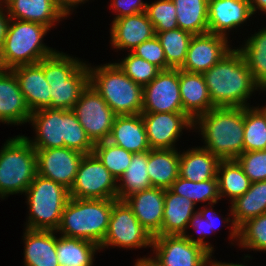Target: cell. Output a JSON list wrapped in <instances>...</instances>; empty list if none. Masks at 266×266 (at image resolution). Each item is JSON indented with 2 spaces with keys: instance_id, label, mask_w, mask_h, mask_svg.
I'll use <instances>...</instances> for the list:
<instances>
[{
  "instance_id": "obj_24",
  "label": "cell",
  "mask_w": 266,
  "mask_h": 266,
  "mask_svg": "<svg viewBox=\"0 0 266 266\" xmlns=\"http://www.w3.org/2000/svg\"><path fill=\"white\" fill-rule=\"evenodd\" d=\"M23 231L24 266H59L56 252L58 232L28 228Z\"/></svg>"
},
{
  "instance_id": "obj_20",
  "label": "cell",
  "mask_w": 266,
  "mask_h": 266,
  "mask_svg": "<svg viewBox=\"0 0 266 266\" xmlns=\"http://www.w3.org/2000/svg\"><path fill=\"white\" fill-rule=\"evenodd\" d=\"M31 114L14 72L0 69V123L21 126L29 122Z\"/></svg>"
},
{
  "instance_id": "obj_32",
  "label": "cell",
  "mask_w": 266,
  "mask_h": 266,
  "mask_svg": "<svg viewBox=\"0 0 266 266\" xmlns=\"http://www.w3.org/2000/svg\"><path fill=\"white\" fill-rule=\"evenodd\" d=\"M217 178L221 200L229 198L230 203L244 195L252 183L236 159L220 160Z\"/></svg>"
},
{
  "instance_id": "obj_3",
  "label": "cell",
  "mask_w": 266,
  "mask_h": 266,
  "mask_svg": "<svg viewBox=\"0 0 266 266\" xmlns=\"http://www.w3.org/2000/svg\"><path fill=\"white\" fill-rule=\"evenodd\" d=\"M191 132H198L202 147L220 160L236 159L243 153L244 108H212L193 121Z\"/></svg>"
},
{
  "instance_id": "obj_45",
  "label": "cell",
  "mask_w": 266,
  "mask_h": 266,
  "mask_svg": "<svg viewBox=\"0 0 266 266\" xmlns=\"http://www.w3.org/2000/svg\"><path fill=\"white\" fill-rule=\"evenodd\" d=\"M188 228H194L195 233L199 236H195L193 233H189L188 231L185 232L183 235L191 242L199 244L203 246L206 250H208L212 255L216 250H214V245L212 243H209L208 239L210 235H212V231L210 229L209 219L206 217L202 211L199 209L189 220L187 230ZM197 237V238H196Z\"/></svg>"
},
{
  "instance_id": "obj_50",
  "label": "cell",
  "mask_w": 266,
  "mask_h": 266,
  "mask_svg": "<svg viewBox=\"0 0 266 266\" xmlns=\"http://www.w3.org/2000/svg\"><path fill=\"white\" fill-rule=\"evenodd\" d=\"M250 3L251 11L253 15L256 13L259 14H266V0H248ZM258 11V12H257Z\"/></svg>"
},
{
  "instance_id": "obj_37",
  "label": "cell",
  "mask_w": 266,
  "mask_h": 266,
  "mask_svg": "<svg viewBox=\"0 0 266 266\" xmlns=\"http://www.w3.org/2000/svg\"><path fill=\"white\" fill-rule=\"evenodd\" d=\"M164 50L168 69H180L185 60L192 33L180 28L156 33Z\"/></svg>"
},
{
  "instance_id": "obj_29",
  "label": "cell",
  "mask_w": 266,
  "mask_h": 266,
  "mask_svg": "<svg viewBox=\"0 0 266 266\" xmlns=\"http://www.w3.org/2000/svg\"><path fill=\"white\" fill-rule=\"evenodd\" d=\"M180 147L178 149H150L147 172L151 186L170 189L179 177Z\"/></svg>"
},
{
  "instance_id": "obj_6",
  "label": "cell",
  "mask_w": 266,
  "mask_h": 266,
  "mask_svg": "<svg viewBox=\"0 0 266 266\" xmlns=\"http://www.w3.org/2000/svg\"><path fill=\"white\" fill-rule=\"evenodd\" d=\"M116 200L70 197L56 232L67 237L85 239L100 246L105 238Z\"/></svg>"
},
{
  "instance_id": "obj_16",
  "label": "cell",
  "mask_w": 266,
  "mask_h": 266,
  "mask_svg": "<svg viewBox=\"0 0 266 266\" xmlns=\"http://www.w3.org/2000/svg\"><path fill=\"white\" fill-rule=\"evenodd\" d=\"M35 150L37 174L70 190L84 154L66 147Z\"/></svg>"
},
{
  "instance_id": "obj_39",
  "label": "cell",
  "mask_w": 266,
  "mask_h": 266,
  "mask_svg": "<svg viewBox=\"0 0 266 266\" xmlns=\"http://www.w3.org/2000/svg\"><path fill=\"white\" fill-rule=\"evenodd\" d=\"M93 153L117 180L130 165L133 154L108 140L95 143Z\"/></svg>"
},
{
  "instance_id": "obj_44",
  "label": "cell",
  "mask_w": 266,
  "mask_h": 266,
  "mask_svg": "<svg viewBox=\"0 0 266 266\" xmlns=\"http://www.w3.org/2000/svg\"><path fill=\"white\" fill-rule=\"evenodd\" d=\"M215 204H218V203H211V204H207V205L203 204V206L201 205V207L199 209L202 211V213L206 217H208L210 229H211L212 233L216 234V231H218L220 229V226L222 225V223H224L223 225H225V227L229 229L228 239H230L229 241L231 242V245L236 246L238 244V227L235 225V223L233 221L231 207L229 205L228 211L230 213H227V215H225L227 217H224V216H222V214H221V216H219L220 213L216 212V210L213 208V207H215Z\"/></svg>"
},
{
  "instance_id": "obj_13",
  "label": "cell",
  "mask_w": 266,
  "mask_h": 266,
  "mask_svg": "<svg viewBox=\"0 0 266 266\" xmlns=\"http://www.w3.org/2000/svg\"><path fill=\"white\" fill-rule=\"evenodd\" d=\"M72 110L94 144L109 139L117 115L90 83Z\"/></svg>"
},
{
  "instance_id": "obj_34",
  "label": "cell",
  "mask_w": 266,
  "mask_h": 266,
  "mask_svg": "<svg viewBox=\"0 0 266 266\" xmlns=\"http://www.w3.org/2000/svg\"><path fill=\"white\" fill-rule=\"evenodd\" d=\"M148 151L133 153L130 165L117 180V200L123 201L130 195L151 188L147 172Z\"/></svg>"
},
{
  "instance_id": "obj_12",
  "label": "cell",
  "mask_w": 266,
  "mask_h": 266,
  "mask_svg": "<svg viewBox=\"0 0 266 266\" xmlns=\"http://www.w3.org/2000/svg\"><path fill=\"white\" fill-rule=\"evenodd\" d=\"M151 251L160 266H211L213 256L184 235H155Z\"/></svg>"
},
{
  "instance_id": "obj_25",
  "label": "cell",
  "mask_w": 266,
  "mask_h": 266,
  "mask_svg": "<svg viewBox=\"0 0 266 266\" xmlns=\"http://www.w3.org/2000/svg\"><path fill=\"white\" fill-rule=\"evenodd\" d=\"M179 87L183 111L192 121L215 108L202 73L179 69Z\"/></svg>"
},
{
  "instance_id": "obj_28",
  "label": "cell",
  "mask_w": 266,
  "mask_h": 266,
  "mask_svg": "<svg viewBox=\"0 0 266 266\" xmlns=\"http://www.w3.org/2000/svg\"><path fill=\"white\" fill-rule=\"evenodd\" d=\"M196 207L188 198L165 190L163 223L156 235H183L189 220L199 210Z\"/></svg>"
},
{
  "instance_id": "obj_7",
  "label": "cell",
  "mask_w": 266,
  "mask_h": 266,
  "mask_svg": "<svg viewBox=\"0 0 266 266\" xmlns=\"http://www.w3.org/2000/svg\"><path fill=\"white\" fill-rule=\"evenodd\" d=\"M51 31L45 25L10 19L6 38L0 49V69L38 63L52 55L56 48L48 47L44 37Z\"/></svg>"
},
{
  "instance_id": "obj_19",
  "label": "cell",
  "mask_w": 266,
  "mask_h": 266,
  "mask_svg": "<svg viewBox=\"0 0 266 266\" xmlns=\"http://www.w3.org/2000/svg\"><path fill=\"white\" fill-rule=\"evenodd\" d=\"M110 45L112 49L131 52L142 42L150 40L155 34L153 24L146 12L124 16L112 20L110 25Z\"/></svg>"
},
{
  "instance_id": "obj_21",
  "label": "cell",
  "mask_w": 266,
  "mask_h": 266,
  "mask_svg": "<svg viewBox=\"0 0 266 266\" xmlns=\"http://www.w3.org/2000/svg\"><path fill=\"white\" fill-rule=\"evenodd\" d=\"M19 82L31 112L51 106V87L44 76L43 59L35 64L20 65L11 69Z\"/></svg>"
},
{
  "instance_id": "obj_2",
  "label": "cell",
  "mask_w": 266,
  "mask_h": 266,
  "mask_svg": "<svg viewBox=\"0 0 266 266\" xmlns=\"http://www.w3.org/2000/svg\"><path fill=\"white\" fill-rule=\"evenodd\" d=\"M34 136H25L34 149L71 148L93 153L94 143L86 134L72 109H41L32 112L29 122Z\"/></svg>"
},
{
  "instance_id": "obj_27",
  "label": "cell",
  "mask_w": 266,
  "mask_h": 266,
  "mask_svg": "<svg viewBox=\"0 0 266 266\" xmlns=\"http://www.w3.org/2000/svg\"><path fill=\"white\" fill-rule=\"evenodd\" d=\"M220 159L202 146L180 150L179 177L201 182L217 177Z\"/></svg>"
},
{
  "instance_id": "obj_40",
  "label": "cell",
  "mask_w": 266,
  "mask_h": 266,
  "mask_svg": "<svg viewBox=\"0 0 266 266\" xmlns=\"http://www.w3.org/2000/svg\"><path fill=\"white\" fill-rule=\"evenodd\" d=\"M239 248L255 252L266 251V213L247 220L238 228Z\"/></svg>"
},
{
  "instance_id": "obj_11",
  "label": "cell",
  "mask_w": 266,
  "mask_h": 266,
  "mask_svg": "<svg viewBox=\"0 0 266 266\" xmlns=\"http://www.w3.org/2000/svg\"><path fill=\"white\" fill-rule=\"evenodd\" d=\"M69 196L79 199H117V179L94 153L84 154Z\"/></svg>"
},
{
  "instance_id": "obj_43",
  "label": "cell",
  "mask_w": 266,
  "mask_h": 266,
  "mask_svg": "<svg viewBox=\"0 0 266 266\" xmlns=\"http://www.w3.org/2000/svg\"><path fill=\"white\" fill-rule=\"evenodd\" d=\"M236 160L251 182L266 181V150L243 152Z\"/></svg>"
},
{
  "instance_id": "obj_22",
  "label": "cell",
  "mask_w": 266,
  "mask_h": 266,
  "mask_svg": "<svg viewBox=\"0 0 266 266\" xmlns=\"http://www.w3.org/2000/svg\"><path fill=\"white\" fill-rule=\"evenodd\" d=\"M2 2L11 19L39 23L51 30L60 21L69 17L55 0H2Z\"/></svg>"
},
{
  "instance_id": "obj_31",
  "label": "cell",
  "mask_w": 266,
  "mask_h": 266,
  "mask_svg": "<svg viewBox=\"0 0 266 266\" xmlns=\"http://www.w3.org/2000/svg\"><path fill=\"white\" fill-rule=\"evenodd\" d=\"M250 35L237 49L241 52L256 84L266 92V26Z\"/></svg>"
},
{
  "instance_id": "obj_5",
  "label": "cell",
  "mask_w": 266,
  "mask_h": 266,
  "mask_svg": "<svg viewBox=\"0 0 266 266\" xmlns=\"http://www.w3.org/2000/svg\"><path fill=\"white\" fill-rule=\"evenodd\" d=\"M89 83L116 115L141 114L143 86L135 83L113 62L88 63Z\"/></svg>"
},
{
  "instance_id": "obj_17",
  "label": "cell",
  "mask_w": 266,
  "mask_h": 266,
  "mask_svg": "<svg viewBox=\"0 0 266 266\" xmlns=\"http://www.w3.org/2000/svg\"><path fill=\"white\" fill-rule=\"evenodd\" d=\"M225 36L206 33L194 35L190 41L186 60L180 68L190 73H204L219 62L233 47Z\"/></svg>"
},
{
  "instance_id": "obj_38",
  "label": "cell",
  "mask_w": 266,
  "mask_h": 266,
  "mask_svg": "<svg viewBox=\"0 0 266 266\" xmlns=\"http://www.w3.org/2000/svg\"><path fill=\"white\" fill-rule=\"evenodd\" d=\"M170 190L180 196L191 200L195 205L218 203L221 200L219 195L218 178L193 182L178 177L170 187Z\"/></svg>"
},
{
  "instance_id": "obj_9",
  "label": "cell",
  "mask_w": 266,
  "mask_h": 266,
  "mask_svg": "<svg viewBox=\"0 0 266 266\" xmlns=\"http://www.w3.org/2000/svg\"><path fill=\"white\" fill-rule=\"evenodd\" d=\"M28 214L24 227L56 231L69 200V190L53 180L36 175L24 193Z\"/></svg>"
},
{
  "instance_id": "obj_46",
  "label": "cell",
  "mask_w": 266,
  "mask_h": 266,
  "mask_svg": "<svg viewBox=\"0 0 266 266\" xmlns=\"http://www.w3.org/2000/svg\"><path fill=\"white\" fill-rule=\"evenodd\" d=\"M131 52L151 64H154L160 70H167L164 50L156 35L150 40L142 42Z\"/></svg>"
},
{
  "instance_id": "obj_30",
  "label": "cell",
  "mask_w": 266,
  "mask_h": 266,
  "mask_svg": "<svg viewBox=\"0 0 266 266\" xmlns=\"http://www.w3.org/2000/svg\"><path fill=\"white\" fill-rule=\"evenodd\" d=\"M56 252L59 266H93L100 247L85 239L57 235Z\"/></svg>"
},
{
  "instance_id": "obj_10",
  "label": "cell",
  "mask_w": 266,
  "mask_h": 266,
  "mask_svg": "<svg viewBox=\"0 0 266 266\" xmlns=\"http://www.w3.org/2000/svg\"><path fill=\"white\" fill-rule=\"evenodd\" d=\"M153 236L138 221L124 201L116 200L109 218L108 229L100 251L110 248L136 250L151 248Z\"/></svg>"
},
{
  "instance_id": "obj_4",
  "label": "cell",
  "mask_w": 266,
  "mask_h": 266,
  "mask_svg": "<svg viewBox=\"0 0 266 266\" xmlns=\"http://www.w3.org/2000/svg\"><path fill=\"white\" fill-rule=\"evenodd\" d=\"M44 76L51 87L50 109H73L89 84L88 61L56 50L43 58Z\"/></svg>"
},
{
  "instance_id": "obj_1",
  "label": "cell",
  "mask_w": 266,
  "mask_h": 266,
  "mask_svg": "<svg viewBox=\"0 0 266 266\" xmlns=\"http://www.w3.org/2000/svg\"><path fill=\"white\" fill-rule=\"evenodd\" d=\"M203 74L212 104L215 107H249L256 91L264 93L253 79L237 47ZM249 100V101H248Z\"/></svg>"
},
{
  "instance_id": "obj_48",
  "label": "cell",
  "mask_w": 266,
  "mask_h": 266,
  "mask_svg": "<svg viewBox=\"0 0 266 266\" xmlns=\"http://www.w3.org/2000/svg\"><path fill=\"white\" fill-rule=\"evenodd\" d=\"M10 19L11 18L8 15V11L5 4L1 2L0 3V49L4 44Z\"/></svg>"
},
{
  "instance_id": "obj_52",
  "label": "cell",
  "mask_w": 266,
  "mask_h": 266,
  "mask_svg": "<svg viewBox=\"0 0 266 266\" xmlns=\"http://www.w3.org/2000/svg\"><path fill=\"white\" fill-rule=\"evenodd\" d=\"M133 266H160L154 258L149 254L135 259Z\"/></svg>"
},
{
  "instance_id": "obj_23",
  "label": "cell",
  "mask_w": 266,
  "mask_h": 266,
  "mask_svg": "<svg viewBox=\"0 0 266 266\" xmlns=\"http://www.w3.org/2000/svg\"><path fill=\"white\" fill-rule=\"evenodd\" d=\"M164 197V189L151 187L123 200L153 237L161 230L163 223Z\"/></svg>"
},
{
  "instance_id": "obj_49",
  "label": "cell",
  "mask_w": 266,
  "mask_h": 266,
  "mask_svg": "<svg viewBox=\"0 0 266 266\" xmlns=\"http://www.w3.org/2000/svg\"><path fill=\"white\" fill-rule=\"evenodd\" d=\"M91 1V0H90ZM55 2L63 9V11L69 16L73 14L75 9L89 2V0H55Z\"/></svg>"
},
{
  "instance_id": "obj_47",
  "label": "cell",
  "mask_w": 266,
  "mask_h": 266,
  "mask_svg": "<svg viewBox=\"0 0 266 266\" xmlns=\"http://www.w3.org/2000/svg\"><path fill=\"white\" fill-rule=\"evenodd\" d=\"M110 6V7H109ZM108 8L114 13L113 20L143 13L146 11L147 2L143 0H110Z\"/></svg>"
},
{
  "instance_id": "obj_33",
  "label": "cell",
  "mask_w": 266,
  "mask_h": 266,
  "mask_svg": "<svg viewBox=\"0 0 266 266\" xmlns=\"http://www.w3.org/2000/svg\"><path fill=\"white\" fill-rule=\"evenodd\" d=\"M232 217L239 228L247 220L266 213V181L252 182L250 189L231 202Z\"/></svg>"
},
{
  "instance_id": "obj_18",
  "label": "cell",
  "mask_w": 266,
  "mask_h": 266,
  "mask_svg": "<svg viewBox=\"0 0 266 266\" xmlns=\"http://www.w3.org/2000/svg\"><path fill=\"white\" fill-rule=\"evenodd\" d=\"M252 17L253 13L248 0H209L208 2L209 33L230 39V32L234 33L235 29L243 28Z\"/></svg>"
},
{
  "instance_id": "obj_42",
  "label": "cell",
  "mask_w": 266,
  "mask_h": 266,
  "mask_svg": "<svg viewBox=\"0 0 266 266\" xmlns=\"http://www.w3.org/2000/svg\"><path fill=\"white\" fill-rule=\"evenodd\" d=\"M146 14L153 24L155 34L179 28L176 6L172 0H155L146 6Z\"/></svg>"
},
{
  "instance_id": "obj_26",
  "label": "cell",
  "mask_w": 266,
  "mask_h": 266,
  "mask_svg": "<svg viewBox=\"0 0 266 266\" xmlns=\"http://www.w3.org/2000/svg\"><path fill=\"white\" fill-rule=\"evenodd\" d=\"M108 141L132 153L151 149L141 114L117 115Z\"/></svg>"
},
{
  "instance_id": "obj_41",
  "label": "cell",
  "mask_w": 266,
  "mask_h": 266,
  "mask_svg": "<svg viewBox=\"0 0 266 266\" xmlns=\"http://www.w3.org/2000/svg\"><path fill=\"white\" fill-rule=\"evenodd\" d=\"M126 56L119 59L115 63L118 67L135 83L145 86L149 84L161 71L157 66L142 59L132 52L125 54Z\"/></svg>"
},
{
  "instance_id": "obj_15",
  "label": "cell",
  "mask_w": 266,
  "mask_h": 266,
  "mask_svg": "<svg viewBox=\"0 0 266 266\" xmlns=\"http://www.w3.org/2000/svg\"><path fill=\"white\" fill-rule=\"evenodd\" d=\"M151 149H178L185 129L193 130V121L185 113H141Z\"/></svg>"
},
{
  "instance_id": "obj_36",
  "label": "cell",
  "mask_w": 266,
  "mask_h": 266,
  "mask_svg": "<svg viewBox=\"0 0 266 266\" xmlns=\"http://www.w3.org/2000/svg\"><path fill=\"white\" fill-rule=\"evenodd\" d=\"M266 150V105L244 107L243 152Z\"/></svg>"
},
{
  "instance_id": "obj_14",
  "label": "cell",
  "mask_w": 266,
  "mask_h": 266,
  "mask_svg": "<svg viewBox=\"0 0 266 266\" xmlns=\"http://www.w3.org/2000/svg\"><path fill=\"white\" fill-rule=\"evenodd\" d=\"M184 113L179 87V69L161 70L143 86L142 113Z\"/></svg>"
},
{
  "instance_id": "obj_35",
  "label": "cell",
  "mask_w": 266,
  "mask_h": 266,
  "mask_svg": "<svg viewBox=\"0 0 266 266\" xmlns=\"http://www.w3.org/2000/svg\"><path fill=\"white\" fill-rule=\"evenodd\" d=\"M176 6L178 27L193 35L209 33V0H172Z\"/></svg>"
},
{
  "instance_id": "obj_8",
  "label": "cell",
  "mask_w": 266,
  "mask_h": 266,
  "mask_svg": "<svg viewBox=\"0 0 266 266\" xmlns=\"http://www.w3.org/2000/svg\"><path fill=\"white\" fill-rule=\"evenodd\" d=\"M0 149V199L24 195L37 175L36 150L25 135L8 137Z\"/></svg>"
},
{
  "instance_id": "obj_51",
  "label": "cell",
  "mask_w": 266,
  "mask_h": 266,
  "mask_svg": "<svg viewBox=\"0 0 266 266\" xmlns=\"http://www.w3.org/2000/svg\"><path fill=\"white\" fill-rule=\"evenodd\" d=\"M212 260H211V266H248L245 262L247 261V262H249V259H252L253 257L250 255V254H247V255H245L244 256V259H243V263H237V261H236V263H233V262H231L230 263V261L229 262H222V261H218L217 259L215 260V256H212ZM248 258V259H247ZM247 259V260H246ZM246 264V265H245Z\"/></svg>"
}]
</instances>
